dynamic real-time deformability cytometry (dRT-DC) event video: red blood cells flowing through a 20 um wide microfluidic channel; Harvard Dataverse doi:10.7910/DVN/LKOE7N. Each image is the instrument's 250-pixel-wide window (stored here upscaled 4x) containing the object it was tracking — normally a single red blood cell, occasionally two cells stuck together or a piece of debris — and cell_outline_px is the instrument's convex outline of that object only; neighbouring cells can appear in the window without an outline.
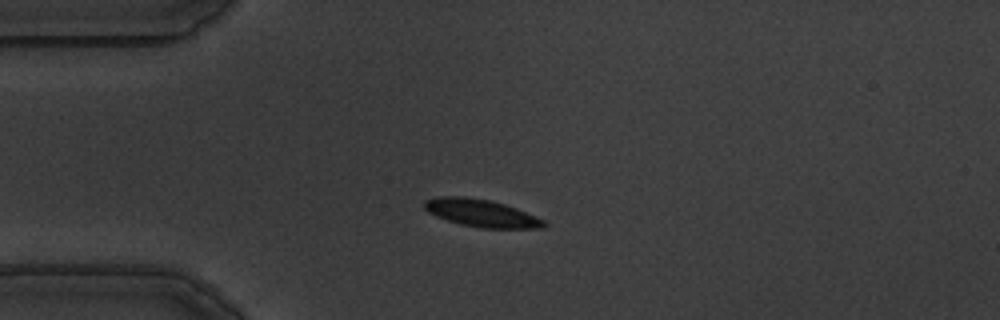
{"species": "common noctule bat (a hibernating species)", "species_latin": "Nyctalus noctula", "temperature_condition": "warm", "stored_images_in_passage": 56, "camera_frame_rate_fps": 3000, "um_per_image_px": 0.085, "animal": {"sex": "male", "body_mass_g": 19.5, "forearm_length_mm": 54.6}, "frame": {"image": 1, "passage_image": 13, "time_ms": 4.0, "image_size_px": [1000, 320], "cell_outline_px": [[548, 224], [544, 228], [480, 228], [460, 224], [436, 216], [428, 212], [424, 208], [424, 200], [436, 196], [464, 196], [488, 200], [504, 204], [516, 208], [544, 220]], "centroid_in_image_um": [40.89, 18.11], "position_along_channel_um": 44.1, "area_um2": 19.13}}
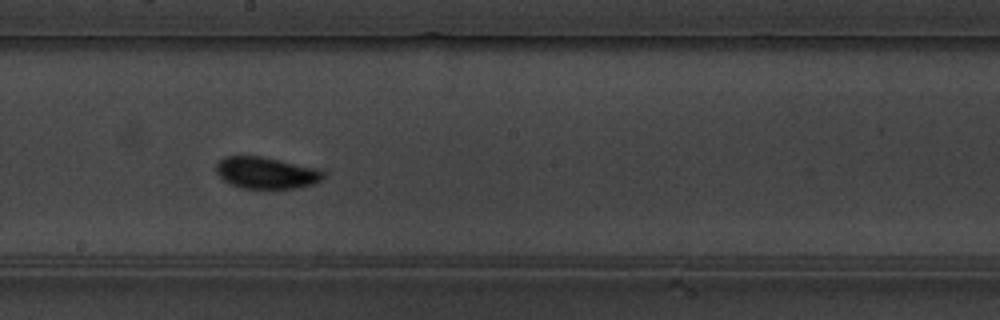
{"frame": {"image": 2, "passage_image": 30, "time_ms": 9.667, "image_size_px": [1000, 320], "cell_outline_px": [[324, 180], [312, 184], [296, 188], [240, 188], [224, 180], [216, 172], [216, 164], [224, 156], [260, 156], [320, 168], [324, 172]], "centroid_in_image_um": [22.66, 14.68], "position_along_channel_um": 225.5, "area_um2": 19.83}}
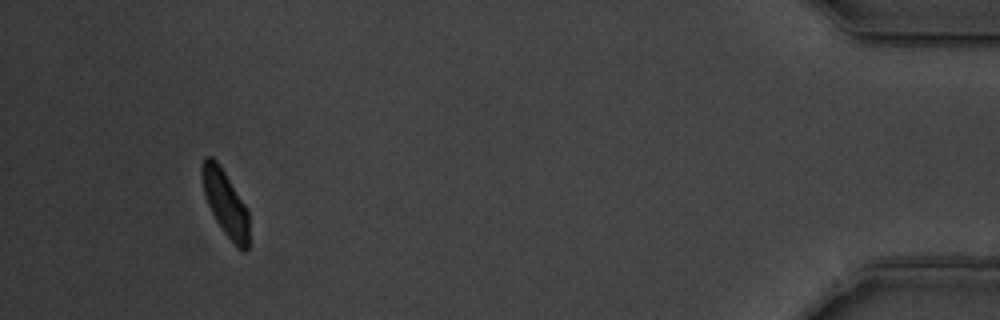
{"frame": {"image": 3, "passage_image": 52, "time_ms": 17.0, "image_size_px": [1000, 320], "cell_outline_px": [[248, 248], [244, 252], [236, 248], [224, 232], [216, 220], [208, 204], [204, 192], [200, 172], [200, 168], [204, 156], [212, 156], [216, 160], [224, 172], [244, 204], [248, 212]], "centroid_in_image_um": [19.13, 17.26], "position_along_channel_um": 416.1, "area_um2": 17.74}, "authors_computed_cell_mechanics": {"area_um2": 18.7561, "velocity_mm_per_s": 3.538, "shape_relaxation_time_tau1_ms": 3.5701, "shape_relaxation_time_tau2_ms": 1.3865, "deformation_change_tau1": 0.1337, "deformation_change_tau2": 0.0464}}